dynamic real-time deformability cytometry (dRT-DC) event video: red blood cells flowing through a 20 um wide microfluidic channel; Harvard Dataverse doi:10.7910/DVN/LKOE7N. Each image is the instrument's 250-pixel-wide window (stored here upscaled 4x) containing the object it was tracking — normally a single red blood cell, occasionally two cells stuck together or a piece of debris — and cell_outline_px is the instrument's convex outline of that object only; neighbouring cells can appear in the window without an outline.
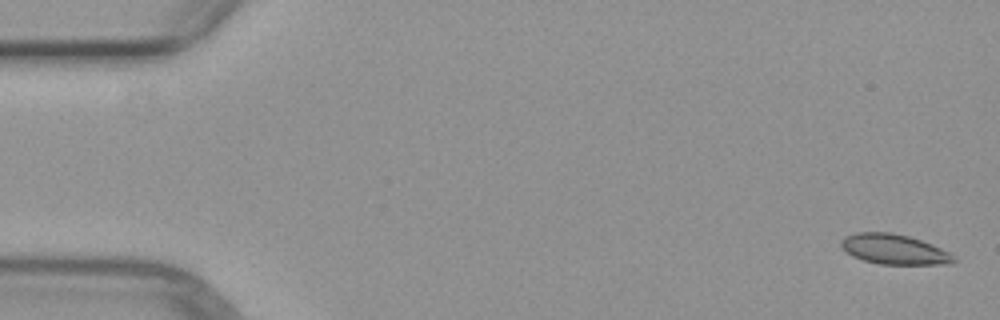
{"species": "common noctule bat (a hibernating species)", "species_latin": "Nyctalus noctula", "temperature_condition": "warm", "stored_images_in_passage": 6, "segment_of_instrument_passage": [1, 2], "camera_frame_rate_fps": 3000, "um_per_image_px": 0.085, "animal": {"sex": "female", "body_mass_g": 29.2, "forearm_length_mm": 56.3}, "frame": {"image": 1, "passage_image": 1, "time_ms": 0.0, "image_size_px": [1000, 320], "cell_outline_px": [[956, 260], [948, 264], [880, 264], [864, 260], [852, 256], [840, 244], [844, 236], [856, 232], [892, 232], [908, 236], [932, 244], [956, 256]], "centroid_in_image_um": [76.01, 21.18], "position_along_channel_um": 9.0, "area_um2": 19.59}}
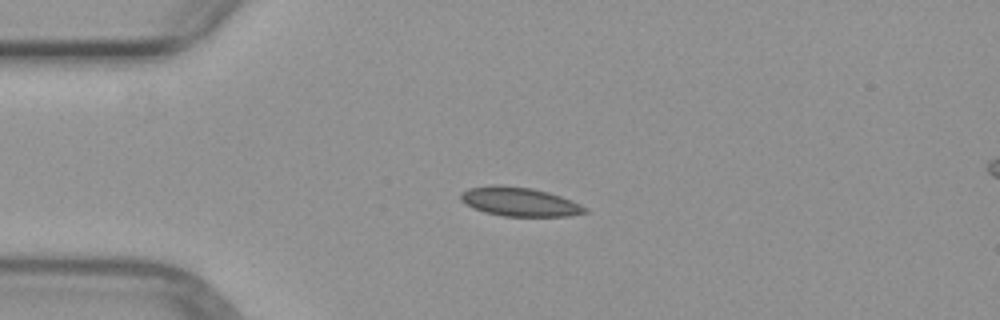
{"frame": {"image": 2, "passage_image": 4, "time_ms": 3.667, "image_size_px": [1000, 320], "cell_outline_px": [[588, 212], [568, 216], [504, 216], [484, 212], [464, 204], [460, 200], [460, 192], [468, 188], [492, 184], [500, 184], [532, 188], [548, 192], [572, 200], [588, 208]], "centroid_in_image_um": [44.13, 17.13], "position_along_channel_um": 40.9, "area_um2": 21.21}}